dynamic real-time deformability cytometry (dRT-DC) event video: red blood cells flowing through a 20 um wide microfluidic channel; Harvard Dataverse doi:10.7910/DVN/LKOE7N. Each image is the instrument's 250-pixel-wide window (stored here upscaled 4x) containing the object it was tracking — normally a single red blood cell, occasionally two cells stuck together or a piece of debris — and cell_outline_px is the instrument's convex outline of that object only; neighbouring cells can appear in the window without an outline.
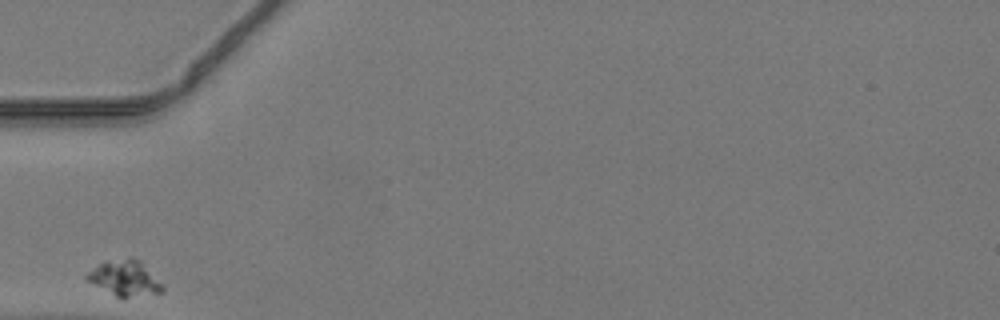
{"species": "common noctule bat (a hibernating species)", "species_latin": "Nyctalus noctula", "temperature_condition": "warm", "stored_images_in_passage": 25, "camera_frame_rate_fps": 3000, "um_per_image_px": 0.085, "animal": {"sex": "male", "body_mass_g": 19.2, "forearm_length_mm": 51.8}, "frame": {"image": 1, "passage_image": 1, "time_ms": 0.0, "image_size_px": [1000, 320], "cell_outline_px": [[164, 292], [124, 300], [84, 280], [84, 276], [88, 272], [100, 264], [128, 260], [140, 260], [164, 284]], "centroid_in_image_um": [10.66, 23.75], "position_along_channel_um": 74.3, "area_um2": 15.49}}
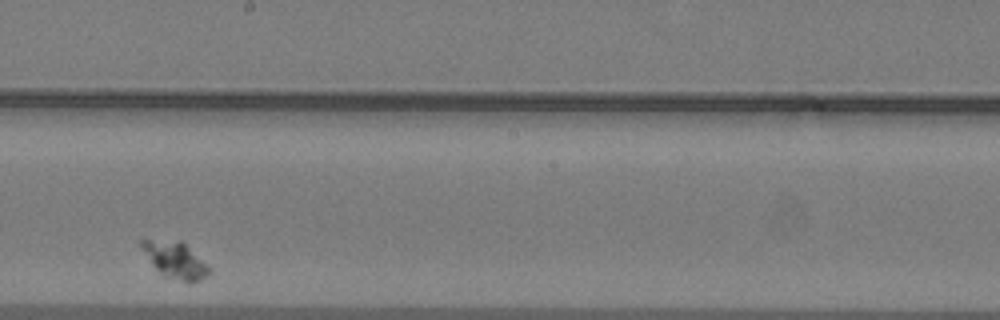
{"frame": {"image": 2, "passage_image": 14, "time_ms": 4.333, "image_size_px": [1000, 320], "cell_outline_px": [[212, 272], [200, 280], [192, 284], [164, 276], [152, 264], [140, 248], [140, 240], [180, 240], [212, 268]], "centroid_in_image_um": [14.92, 22.12], "position_along_channel_um": 233.3, "area_um2": 14.39}}
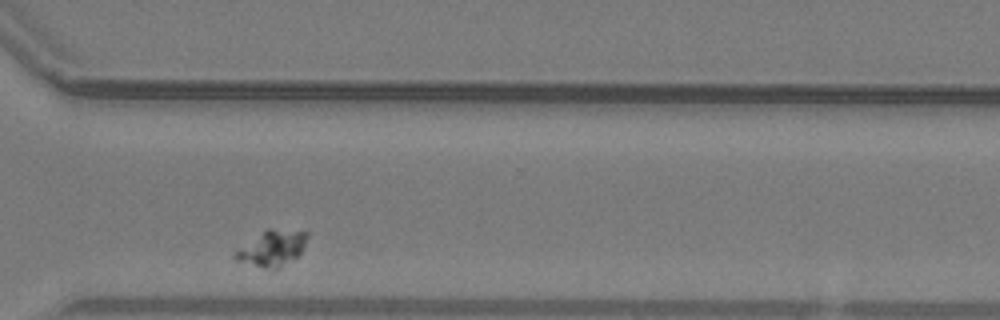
{"frame": {"image": 3, "passage_image": 23, "time_ms": 7.333, "image_size_px": [1000, 320], "cell_outline_px": [[308, 236], [300, 256], [276, 268], [264, 268], [236, 260], [232, 256], [232, 252], [268, 228], [272, 228], [308, 232]], "centroid_in_image_um": [23.13, 21.09], "position_along_channel_um": 347.5, "area_um2": 14.91}}